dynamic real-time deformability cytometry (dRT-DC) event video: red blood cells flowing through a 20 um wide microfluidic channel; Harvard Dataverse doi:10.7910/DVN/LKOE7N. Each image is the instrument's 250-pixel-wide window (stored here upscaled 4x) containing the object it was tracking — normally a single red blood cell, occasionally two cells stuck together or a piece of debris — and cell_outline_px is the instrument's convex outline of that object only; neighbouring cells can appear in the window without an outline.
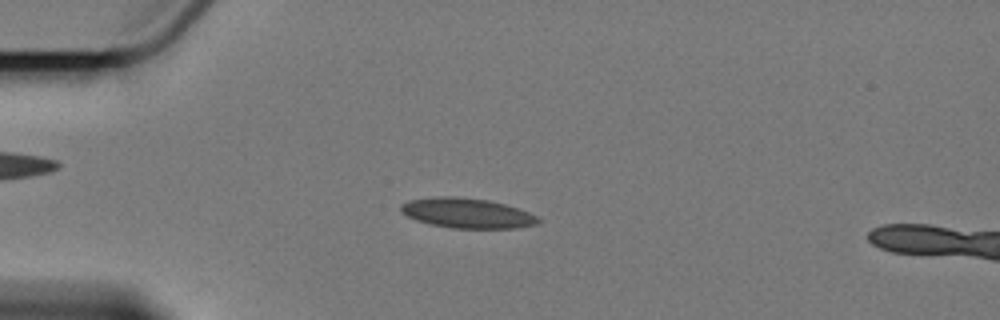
{"species": "Egyptian fruit bat (a non-hibernating species)", "species_latin": "Rousettus aegyptiacus", "temperature_condition": "cold", "stored_images_in_passage": 5, "camera_frame_rate_fps": 3000, "um_per_image_px": 0.085, "animal": {"sex": "female"}, "frame": {"image": 1, "passage_image": 4, "time_ms": 3.667, "image_size_px": [1000, 320], "cell_outline_px": [[540, 220], [536, 224], [516, 228], [452, 228], [428, 224], [416, 220], [400, 212], [400, 204], [412, 200], [440, 196], [452, 196], [488, 200], [504, 204], [528, 212], [536, 216]], "centroid_in_image_um": [39.67, 18.12], "position_along_channel_um": 45.3, "area_um2": 23.76}}